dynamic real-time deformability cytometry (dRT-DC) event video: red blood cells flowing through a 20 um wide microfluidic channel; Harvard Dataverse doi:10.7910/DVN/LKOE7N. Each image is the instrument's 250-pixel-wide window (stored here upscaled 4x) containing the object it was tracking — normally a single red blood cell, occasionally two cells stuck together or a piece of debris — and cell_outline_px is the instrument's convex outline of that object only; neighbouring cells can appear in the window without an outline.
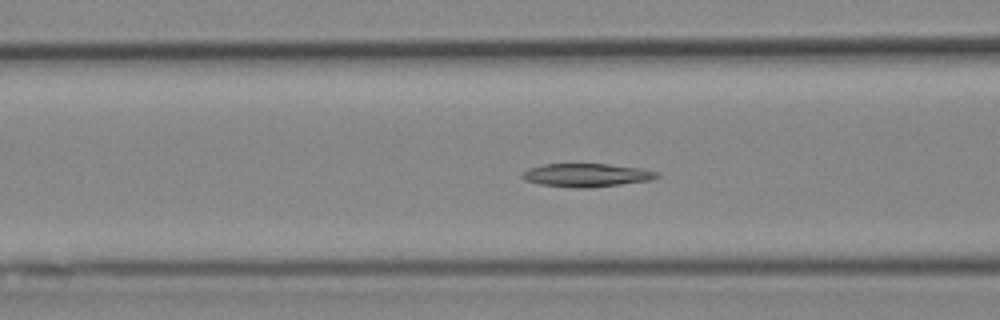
{"species": "Egyptian fruit bat (a non-hibernating species)", "species_latin": "Rousettus aegyptiacus", "temperature_condition": "cold", "stored_images_in_passage": 51, "camera_frame_rate_fps": 3000, "um_per_image_px": 0.085, "animal": {"sex": "female"}, "frame": {"image": 1, "passage_image": 20, "time_ms": 6.333, "image_size_px": [1000, 320], "cell_outline_px": [[660, 176], [652, 180], [588, 188], [576, 188], [540, 184], [524, 180], [520, 176], [520, 172], [528, 168], [544, 164], [608, 164], [640, 168], [660, 172]], "centroid_in_image_um": [49.84, 14.88], "position_along_channel_um": 116.8, "area_um2": 18.44}}
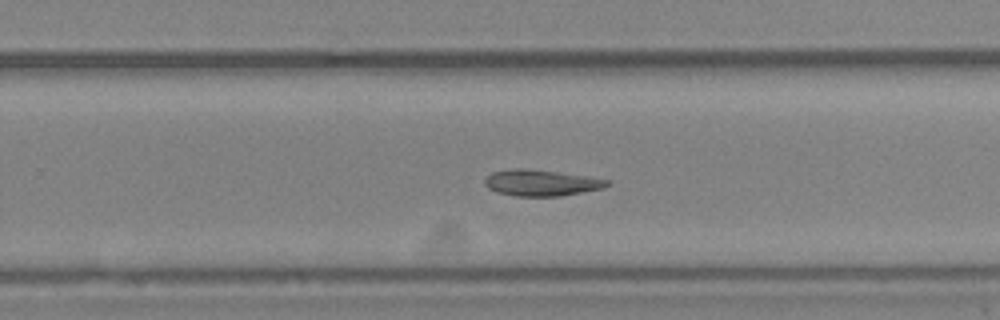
{"frame": {"image": 2, "passage_image": 33, "time_ms": 10.667, "image_size_px": [1000, 320], "cell_outline_px": [[608, 184], [604, 188], [560, 196], [516, 196], [496, 192], [488, 188], [484, 184], [484, 180], [492, 172], [516, 168], [528, 168], [592, 176], [608, 180]], "centroid_in_image_um": [46.01, 15.53], "position_along_channel_um": 283.8, "area_um2": 18.79}}
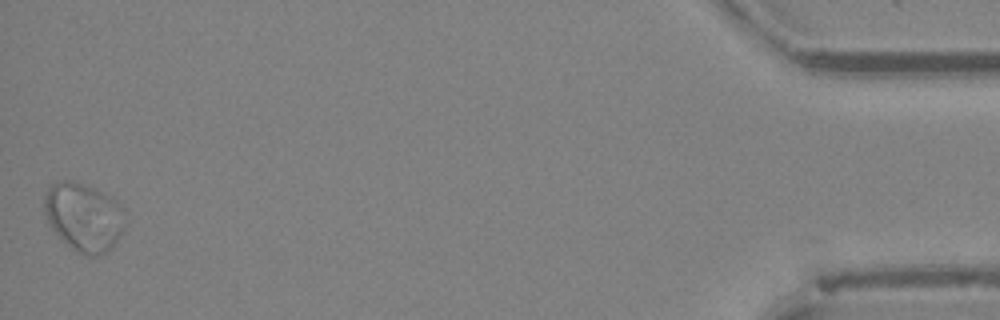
{"frame": {"image": 3, "passage_image": 51, "time_ms": 16.667, "image_size_px": [1000, 320], "cell_outline_px": [[124, 228], [120, 236], [100, 256], [92, 256], [80, 252], [64, 244], [52, 228], [44, 212], [44, 192], [52, 184], [60, 180], [68, 180], [92, 188], [112, 196], [120, 204], [124, 224]], "centroid_in_image_um": [7.08, 18.43], "position_along_channel_um": 428.1, "area_um2": 31.73}, "authors_computed_cell_mechanics": {"area_um2": 20.3456, "velocity_mm_per_s": 3.8701, "shape_relaxation_time_tau1_ms": 8.1995, "shape_relaxation_time_tau2_ms": null, "deformation_change_tau1": 0.1385, "deformation_change_tau2": null}}